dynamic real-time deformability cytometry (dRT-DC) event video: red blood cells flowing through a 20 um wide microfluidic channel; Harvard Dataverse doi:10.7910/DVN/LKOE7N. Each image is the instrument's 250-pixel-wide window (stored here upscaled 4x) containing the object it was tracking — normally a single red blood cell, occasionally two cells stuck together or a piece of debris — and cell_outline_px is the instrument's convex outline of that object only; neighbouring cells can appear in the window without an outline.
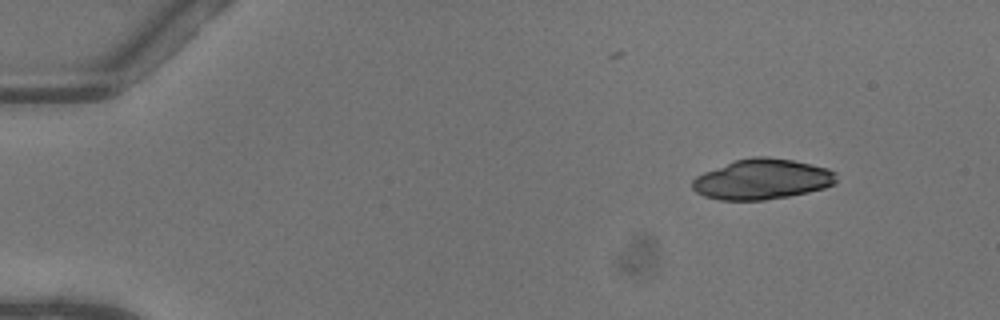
{"species": "common noctule bat (a hibernating species)", "species_latin": "Nyctalus noctula", "temperature_condition": "warm", "stored_images_in_passage": 46, "camera_frame_rate_fps": 3000, "um_per_image_px": 0.085, "animal": {"sex": "female"}, "frame": {"image": 1, "passage_image": 1, "time_ms": 0.0, "image_size_px": [1000, 320], "cell_outline_px": [[836, 184], [824, 188], [808, 192], [788, 196], [764, 200], [720, 200], [704, 196], [696, 192], [692, 188], [692, 180], [696, 176], [704, 172], [736, 160], [752, 156], [768, 156], [792, 160], [828, 168], [836, 172]], "centroid_in_image_um": [64.79, 15.23], "position_along_channel_um": 20.2, "area_um2": 33.87}}